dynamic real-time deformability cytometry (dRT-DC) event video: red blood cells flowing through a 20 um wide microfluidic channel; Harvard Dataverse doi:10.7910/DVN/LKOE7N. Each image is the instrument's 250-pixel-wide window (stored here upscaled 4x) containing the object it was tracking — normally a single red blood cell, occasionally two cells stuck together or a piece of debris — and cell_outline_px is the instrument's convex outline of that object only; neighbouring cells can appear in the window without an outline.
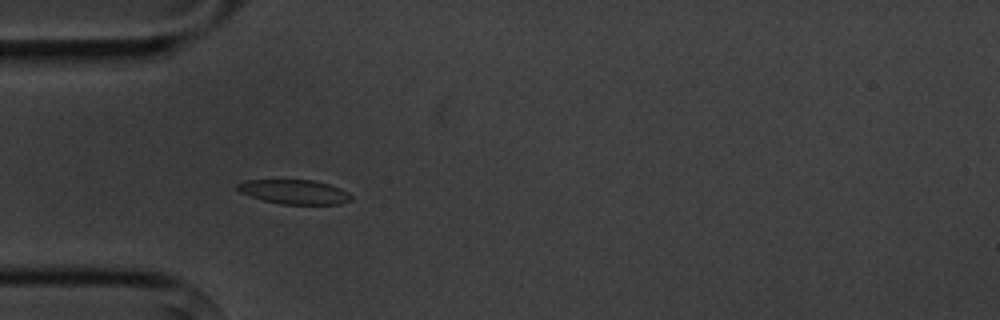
{"species": "common noctule bat (a hibernating species)", "species_latin": "Nyctalus noctula", "temperature_condition": "cold", "stored_images_in_passage": 5, "camera_frame_rate_fps": 3000, "um_per_image_px": 0.085, "animal": {"sex": "male", "body_mass_g": 20.1, "forearm_length_mm": 53.5}, "frame": {"image": 1, "passage_image": 4, "time_ms": 4.333, "image_size_px": [1000, 320], "cell_outline_px": [[352, 200], [340, 204], [280, 204], [264, 200], [240, 192], [236, 188], [236, 184], [244, 180], [312, 180], [328, 184], [340, 188], [348, 192], [352, 196]], "centroid_in_image_um": [25.03, 16.31], "position_along_channel_um": 60.0, "area_um2": 16.07}}
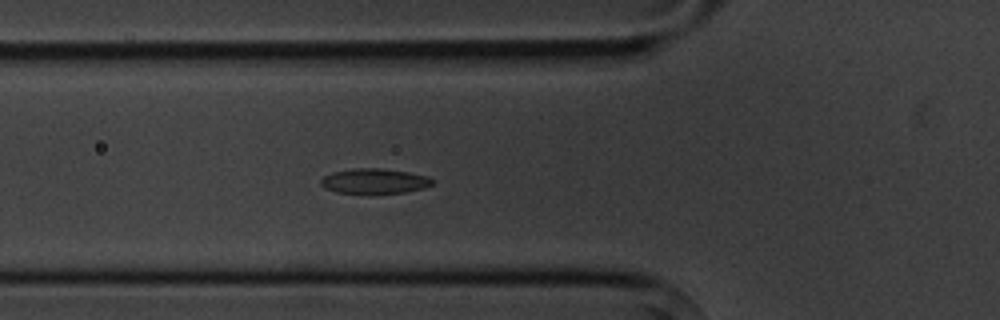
{"frame": {"image": 2, "passage_image": 5, "time_ms": 5.333, "image_size_px": [1000, 320], "cell_outline_px": [[436, 180], [432, 184], [424, 188], [404, 192], [336, 192], [324, 188], [320, 184], [320, 180], [324, 176], [332, 172], [356, 168], [380, 168], [408, 172], [428, 176]], "centroid_in_image_um": [31.84, 15.37], "position_along_channel_um": 94.0, "area_um2": 16.01}}